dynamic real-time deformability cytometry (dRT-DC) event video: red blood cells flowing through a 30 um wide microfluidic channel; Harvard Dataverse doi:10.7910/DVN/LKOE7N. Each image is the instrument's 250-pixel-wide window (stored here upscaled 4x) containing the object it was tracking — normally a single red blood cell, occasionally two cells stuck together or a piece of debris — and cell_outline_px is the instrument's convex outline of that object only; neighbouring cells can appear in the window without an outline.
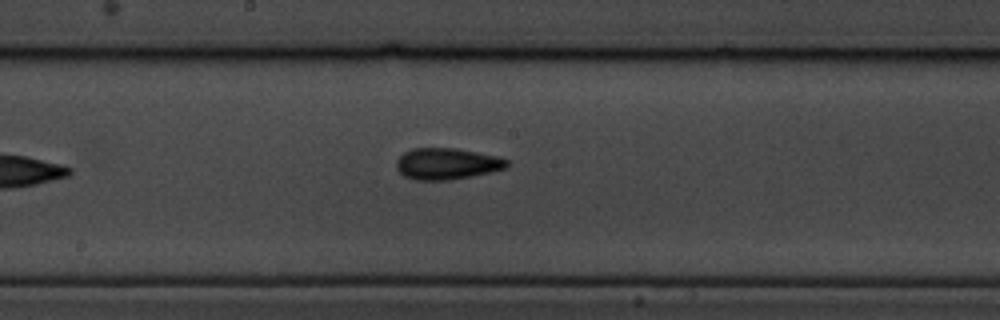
{"species": "common noctule bat (a hibernating species)", "species_latin": "Nyctalus noctula", "temperature_condition": "cold", "stored_images_in_passage": 9, "camera_frame_rate_fps": 3000, "um_per_image_px": 0.085, "animal": {"sex": "male", "body_mass_g": 19.5, "forearm_length_mm": 54.6}, "frame": {"image": 1, "passage_image": 9, "time_ms": 9.333, "image_size_px": [1000, 320], "cell_outline_px": [[508, 168], [472, 176], [448, 180], [416, 180], [404, 176], [396, 168], [396, 160], [404, 152], [412, 148], [456, 148], [496, 156], [508, 160]], "centroid_in_image_um": [37.97, 13.92], "position_along_channel_um": 210.2, "area_um2": 20.23}}